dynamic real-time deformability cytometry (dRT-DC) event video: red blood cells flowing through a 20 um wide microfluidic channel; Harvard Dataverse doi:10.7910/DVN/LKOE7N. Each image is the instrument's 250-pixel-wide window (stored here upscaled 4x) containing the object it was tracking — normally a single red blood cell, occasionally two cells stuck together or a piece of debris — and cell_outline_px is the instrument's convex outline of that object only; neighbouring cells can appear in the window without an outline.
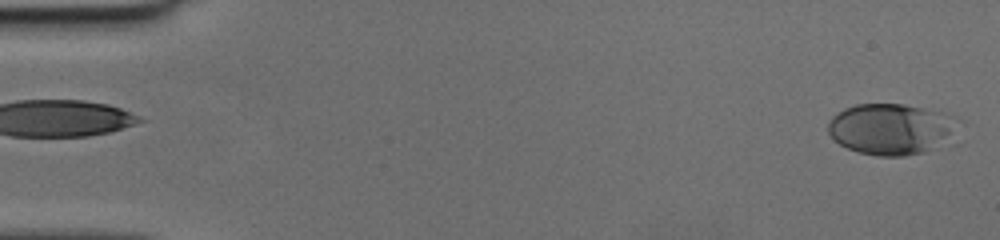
{"species": "human", "species_latin": "Homo sapiens", "temperature_condition": "cold", "stored_images_in_passage": 50, "camera_frame_rate_fps": 3000, "um_per_image_px": 0.085, "donor": {"sex": "female"}, "frame": {"image": 1, "passage_image": 2, "time_ms": 0.333, "image_size_px": [1000, 240], "cell_outline_px": [[964, 120], [952, 144], [924, 152], [904, 156], [876, 156], [860, 152], [848, 148], [840, 144], [828, 132], [828, 124], [832, 116], [844, 108], [856, 104], [904, 104], [956, 116]], "centroid_in_image_um": [75.9, 10.98], "position_along_channel_um": 9.1, "area_um2": 39.82}}
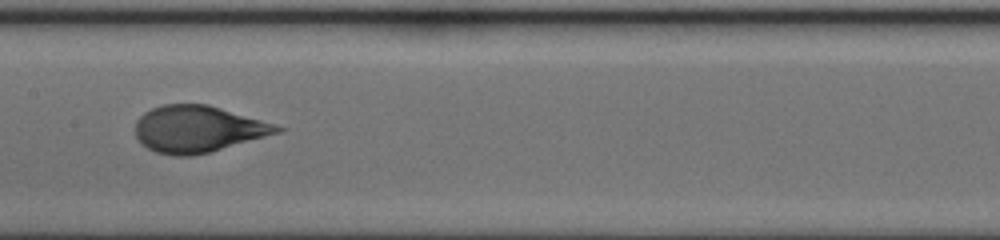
{"frame": {"image": 2, "passage_image": 26, "time_ms": 8.333, "image_size_px": [1000, 240], "cell_outline_px": [[288, 128], [280, 132], [208, 152], [192, 156], [176, 156], [156, 152], [140, 144], [136, 136], [136, 120], [144, 112], [152, 108], [164, 104], [208, 104]], "centroid_in_image_um": [16.79, 10.96], "position_along_channel_um": 190.6, "area_um2": 38.26}}
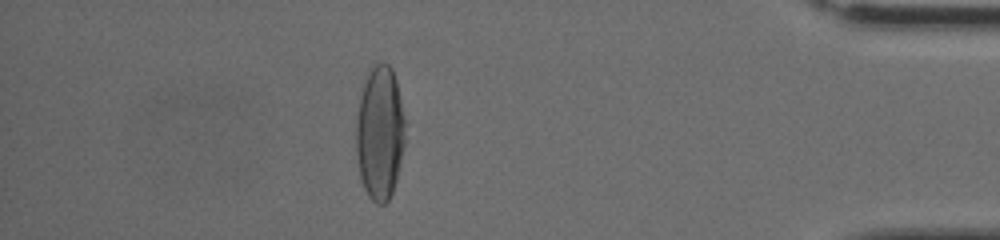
{"frame": {"image": 3, "passage_image": 44, "time_ms": 14.333, "image_size_px": [1000, 240], "cell_outline_px": [[404, 144], [396, 180], [392, 192], [388, 200], [384, 204], [376, 204], [368, 196], [364, 188], [360, 176], [356, 156], [356, 116], [360, 88], [372, 60], [388, 64], [392, 68], [396, 80], [404, 120]], "centroid_in_image_um": [32.24, 11.22], "position_along_channel_um": 403.0, "area_um2": 38.84}}